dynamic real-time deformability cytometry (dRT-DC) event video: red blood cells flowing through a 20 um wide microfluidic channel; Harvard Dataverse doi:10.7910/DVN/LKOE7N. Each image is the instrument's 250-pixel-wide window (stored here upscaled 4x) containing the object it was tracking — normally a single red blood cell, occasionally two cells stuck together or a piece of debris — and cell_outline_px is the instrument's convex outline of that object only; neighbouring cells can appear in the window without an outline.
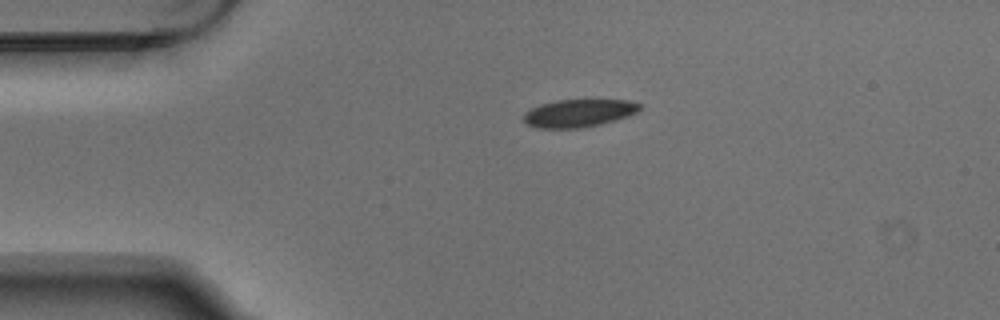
{"species": "Egyptian fruit bat (a non-hibernating species)", "species_latin": "Rousettus aegyptiacus", "temperature_condition": "warm", "stored_images_in_passage": 3, "camera_frame_rate_fps": 3000, "um_per_image_px": 0.085, "animal": {"sex": "male"}, "frame": {"image": 1, "passage_image": 1, "time_ms": 0.0, "image_size_px": [1000, 320], "cell_outline_px": [[640, 108], [636, 112], [628, 116], [616, 120], [600, 124], [580, 128], [536, 128], [528, 124], [524, 120], [524, 112], [540, 104], [560, 100], [628, 100], [640, 104]], "centroid_in_image_um": [49.18, 9.62], "position_along_channel_um": 35.8, "area_um2": 18.61}}
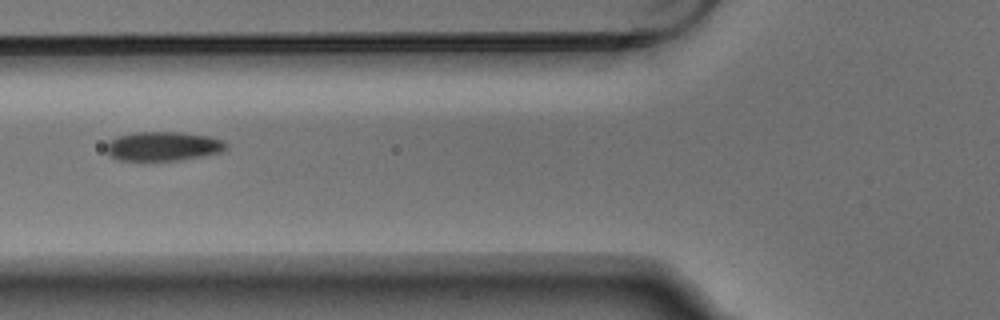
{"frame": {"image": 2, "passage_image": 3, "time_ms": 0.667, "image_size_px": [1000, 320], "cell_outline_px": [[228, 148], [220, 152], [180, 160], [116, 160], [108, 156], [104, 148], [112, 140], [120, 136], [136, 132], [180, 132], [208, 136], [224, 140], [228, 144]], "centroid_in_image_um": [13.86, 12.43], "position_along_channel_um": 111.9, "area_um2": 20.35}}